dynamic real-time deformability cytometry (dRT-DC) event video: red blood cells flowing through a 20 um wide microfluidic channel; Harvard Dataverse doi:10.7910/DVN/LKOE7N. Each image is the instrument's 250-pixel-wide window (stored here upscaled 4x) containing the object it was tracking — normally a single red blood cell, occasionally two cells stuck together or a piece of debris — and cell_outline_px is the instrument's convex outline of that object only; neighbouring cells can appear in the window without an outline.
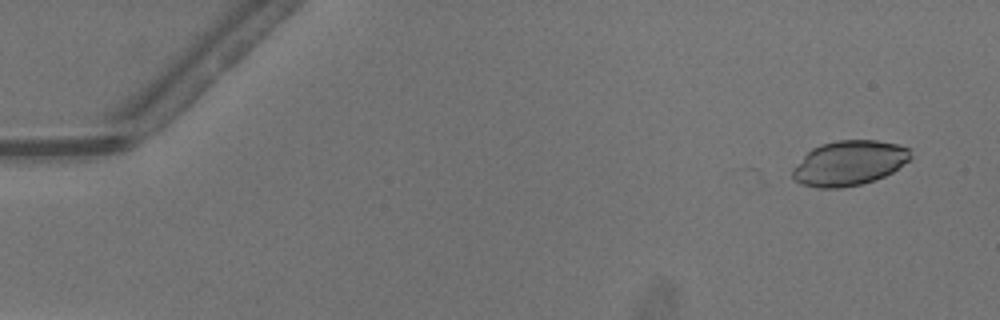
{"species": "common noctule bat (a hibernating species)", "species_latin": "Nyctalus noctula", "temperature_condition": "warm", "stored_images_in_passage": 35, "camera_frame_rate_fps": 3000, "um_per_image_px": 0.085, "animal": {"sex": "male", "body_mass_g": 13.3}, "frame": {"image": 1, "passage_image": 1, "time_ms": 0.0, "image_size_px": [1000, 320], "cell_outline_px": [[912, 156], [908, 160], [892, 172], [876, 180], [860, 184], [840, 188], [820, 188], [800, 184], [792, 176], [792, 168], [812, 148], [820, 144], [836, 140], [876, 140], [896, 144], [908, 148]], "centroid_in_image_um": [72.15, 13.86], "position_along_channel_um": 12.8, "area_um2": 30.75}}